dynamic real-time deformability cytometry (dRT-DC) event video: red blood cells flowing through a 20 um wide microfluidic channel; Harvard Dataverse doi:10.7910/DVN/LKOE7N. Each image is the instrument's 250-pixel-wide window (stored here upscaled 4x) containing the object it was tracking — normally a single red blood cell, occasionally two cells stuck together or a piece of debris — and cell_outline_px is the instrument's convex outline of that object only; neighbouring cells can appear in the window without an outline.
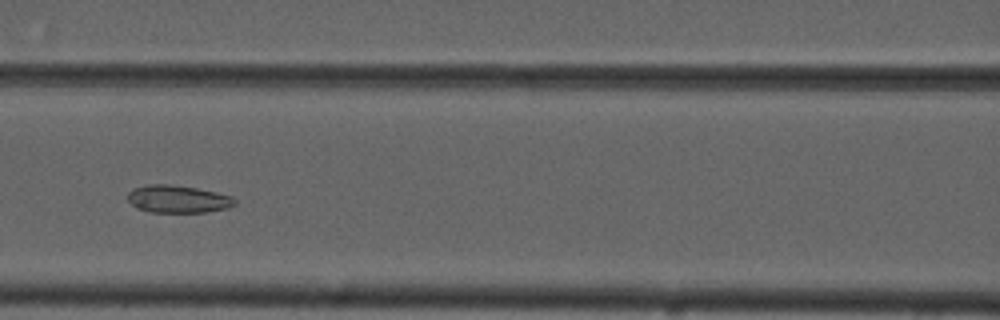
{"species": "common noctule bat (a hibernating species)", "species_latin": "Nyctalus noctula", "temperature_condition": "cold", "stored_images_in_passage": 7, "camera_frame_rate_fps": 3000, "um_per_image_px": 0.085, "animal": {"sex": "male", "forearm_length_mm": 52.5}, "frame": {"image": 1, "passage_image": 5, "time_ms": 4.333, "image_size_px": [1000, 320], "cell_outline_px": [[236, 204], [228, 208], [208, 212], [152, 212], [136, 208], [128, 200], [128, 192], [132, 188], [152, 184], [168, 184], [196, 188], [216, 192], [232, 196], [236, 200]], "centroid_in_image_um": [15.13, 16.92], "position_along_channel_um": 151.5, "area_um2": 17.22}}
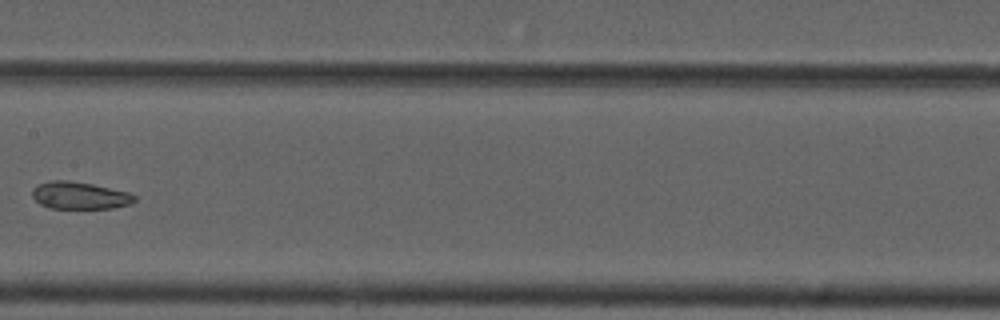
{"frame": {"image": 2, "passage_image": 6, "time_ms": 5.667, "image_size_px": [1000, 320], "cell_outline_px": [[136, 200], [132, 204], [112, 208], [48, 208], [40, 204], [32, 196], [32, 188], [40, 184], [52, 180], [68, 180], [92, 184], [128, 192], [136, 196]], "centroid_in_image_um": [6.78, 16.62], "position_along_channel_um": 200.6, "area_um2": 16.24}}
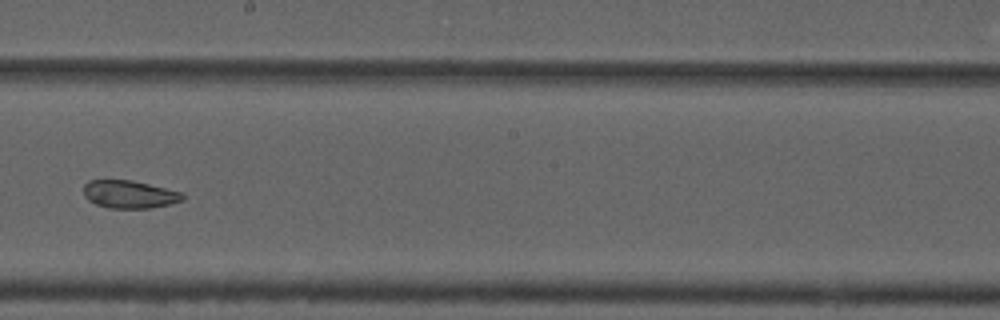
{"frame": {"image": 3, "passage_image": 7, "time_ms": 6.667, "image_size_px": [1000, 320], "cell_outline_px": [[184, 200], [168, 204], [148, 208], [108, 208], [96, 204], [88, 200], [84, 196], [84, 184], [88, 180], [132, 180], [184, 192]], "centroid_in_image_um": [11.0, 16.51], "position_along_channel_um": 237.2, "area_um2": 16.13}}